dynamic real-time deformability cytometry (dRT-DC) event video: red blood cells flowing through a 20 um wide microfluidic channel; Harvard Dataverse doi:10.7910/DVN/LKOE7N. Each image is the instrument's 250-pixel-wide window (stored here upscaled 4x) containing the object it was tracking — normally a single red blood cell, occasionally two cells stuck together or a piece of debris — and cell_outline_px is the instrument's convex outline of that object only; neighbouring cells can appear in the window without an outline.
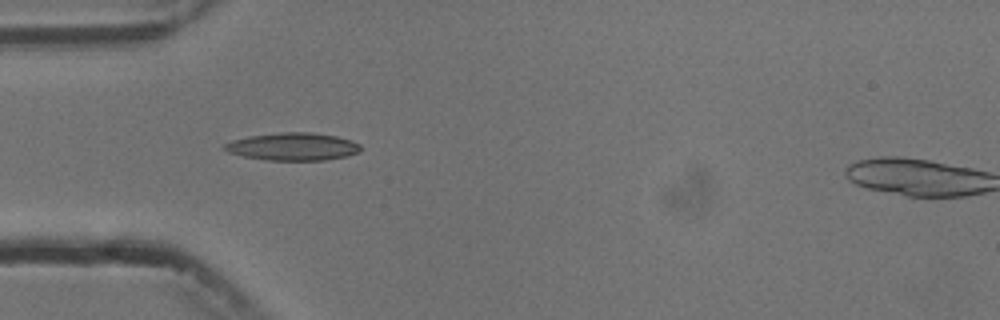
{"species": "common noctule bat (a hibernating species)", "species_latin": "Nyctalus noctula", "temperature_condition": "cold", "stored_images_in_passage": 4, "camera_frame_rate_fps": 3000, "um_per_image_px": 0.085, "animal": {"sex": "male", "body_mass_g": 13.3}, "frame": {"image": 1, "passage_image": 3, "time_ms": 2.333, "image_size_px": [1000, 320], "cell_outline_px": [[360, 152], [348, 156], [324, 160], [264, 160], [244, 156], [228, 152], [224, 148], [224, 144], [232, 140], [248, 136], [280, 132], [312, 132], [336, 136], [352, 140], [360, 144]], "centroid_in_image_um": [24.91, 12.46], "position_along_channel_um": 60.1, "area_um2": 22.02}}
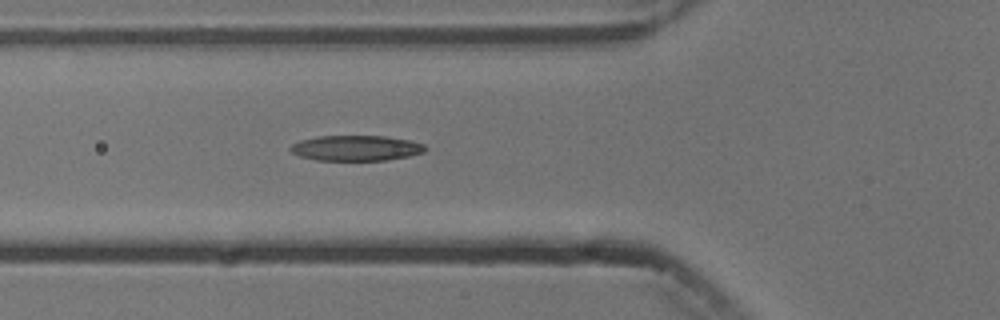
{"frame": {"image": 2, "passage_image": 4, "time_ms": 3.333, "image_size_px": [1000, 320], "cell_outline_px": [[428, 148], [424, 152], [408, 156], [388, 160], [316, 160], [300, 156], [292, 152], [288, 148], [292, 144], [300, 140], [320, 136], [384, 136], [412, 140], [424, 144]], "centroid_in_image_um": [30.29, 12.58], "position_along_channel_um": 95.5, "area_um2": 20.0}}